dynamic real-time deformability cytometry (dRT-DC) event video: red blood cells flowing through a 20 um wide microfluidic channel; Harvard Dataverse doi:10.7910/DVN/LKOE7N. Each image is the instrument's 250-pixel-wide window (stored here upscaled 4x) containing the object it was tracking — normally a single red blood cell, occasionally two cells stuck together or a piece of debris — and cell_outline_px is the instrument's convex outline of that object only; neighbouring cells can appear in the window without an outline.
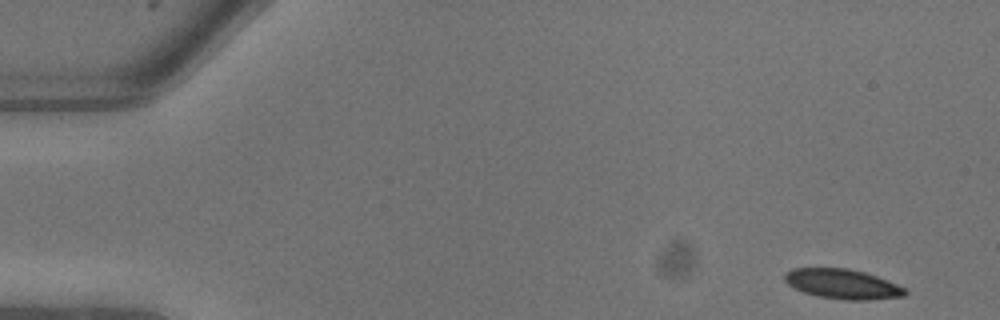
{"species": "common noctule bat (a hibernating species)", "species_latin": "Nyctalus noctula", "temperature_condition": "warm", "stored_images_in_passage": 8, "camera_frame_rate_fps": 3000, "um_per_image_px": 0.085, "animal": {"sex": "male", "body_mass_g": 13.3}, "frame": {"image": 1, "passage_image": 1, "time_ms": 0.0, "image_size_px": [1000, 320], "cell_outline_px": [[908, 292], [904, 296], [868, 300], [844, 300], [816, 296], [804, 292], [788, 284], [784, 280], [784, 272], [792, 268], [848, 268], [864, 272], [876, 276], [896, 284], [904, 288]], "centroid_in_image_um": [71.58, 24.14], "position_along_channel_um": 13.4, "area_um2": 20.87}}
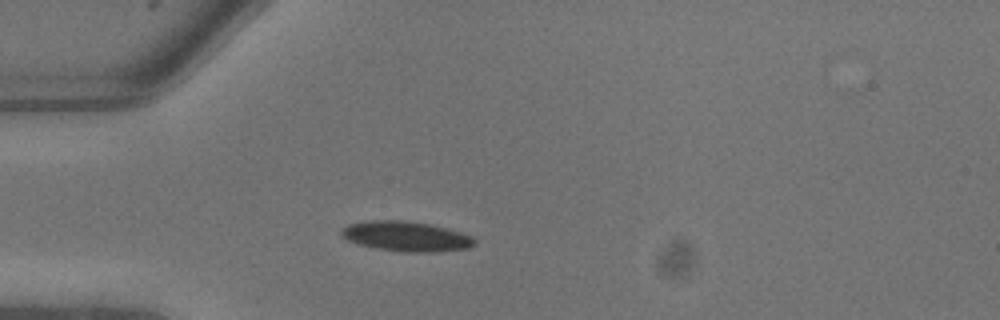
{"frame": {"image": 2, "passage_image": 6, "time_ms": 1.667, "image_size_px": [1000, 320], "cell_outline_px": [[476, 244], [468, 248], [432, 252], [404, 252], [376, 248], [360, 244], [348, 240], [340, 236], [340, 232], [348, 224], [364, 220], [404, 220], [432, 224], [448, 228], [472, 236], [476, 240]], "centroid_in_image_um": [34.53, 20.07], "position_along_channel_um": 50.5, "area_um2": 23.41}}
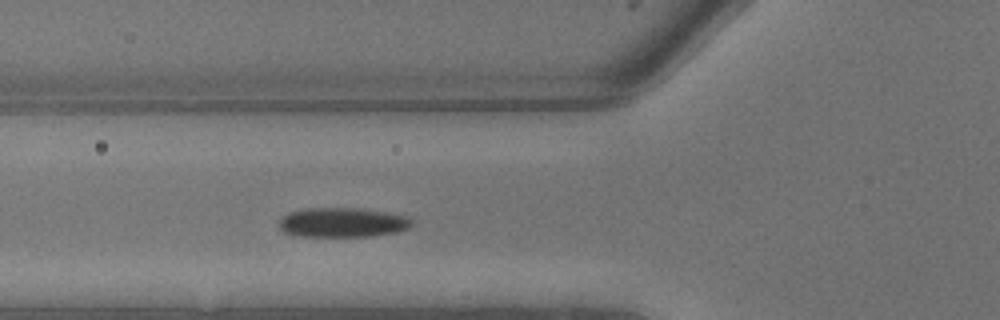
{"frame": {"image": 3, "passage_image": 8, "time_ms": 2.333, "image_size_px": [1000, 320], "cell_outline_px": [[412, 224], [408, 228], [396, 232], [372, 236], [296, 236], [284, 232], [280, 228], [280, 220], [284, 216], [292, 212], [308, 208], [356, 208], [384, 212], [408, 216], [412, 220]], "centroid_in_image_um": [29.13, 18.91], "position_along_channel_um": 96.7, "area_um2": 22.6}}